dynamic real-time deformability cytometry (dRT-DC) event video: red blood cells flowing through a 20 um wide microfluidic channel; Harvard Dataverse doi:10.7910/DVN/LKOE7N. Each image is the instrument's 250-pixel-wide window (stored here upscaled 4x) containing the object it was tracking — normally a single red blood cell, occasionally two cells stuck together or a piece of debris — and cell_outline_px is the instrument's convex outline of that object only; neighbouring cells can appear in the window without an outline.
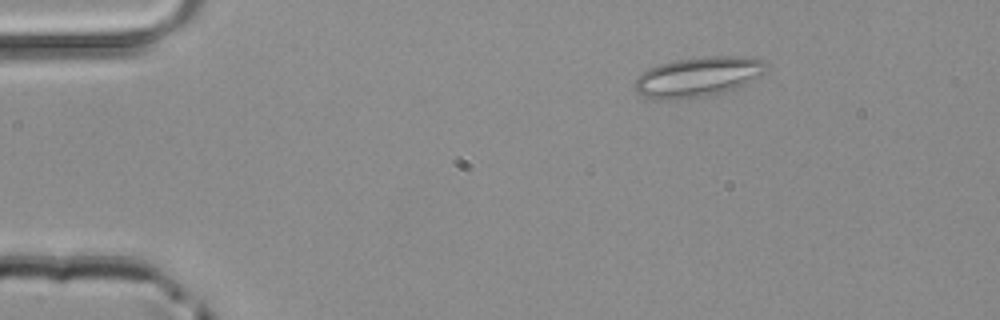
{"species": "common noctule bat (a hibernating species)", "species_latin": "Nyctalus noctula", "temperature_condition": "room temperature", "stored_images_in_passage": 45, "camera_frame_rate_fps": 3000, "um_per_image_px": 0.085, "animal": {"sex": "male", "body_mass_g": 20.4}, "frame": {"image": 1, "passage_image": 3, "time_ms": 0.667, "image_size_px": [1000, 320], "cell_outline_px": [[768, 64], [764, 72], [744, 84], [736, 88], [724, 92], [704, 96], [672, 100], [668, 100], [644, 96], [636, 92], [636, 76], [648, 68], [660, 64], [676, 60], [704, 56], [744, 56], [764, 60]], "centroid_in_image_um": [59.33, 6.51], "position_along_channel_um": 25.7, "area_um2": 30.35}}
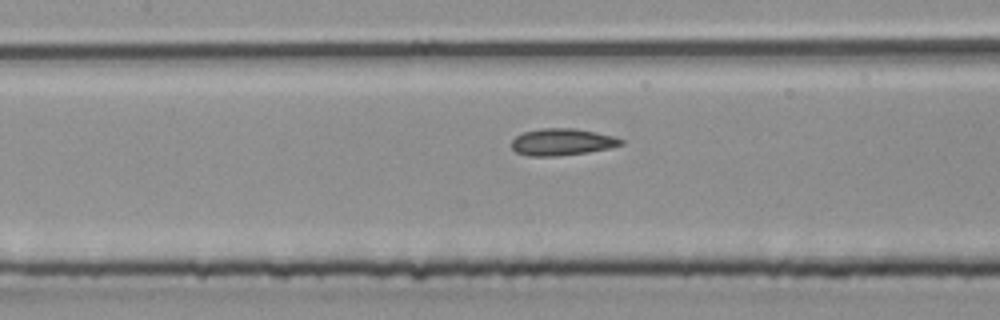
{"frame": {"image": 2, "passage_image": 18, "time_ms": 5.667, "image_size_px": [1000, 320], "cell_outline_px": [[624, 144], [608, 148], [588, 152], [556, 156], [528, 156], [516, 152], [512, 148], [512, 140], [516, 136], [524, 132], [540, 128], [576, 128], [596, 132], [612, 136], [624, 140]], "centroid_in_image_um": [47.76, 12.06], "position_along_channel_um": 159.6, "area_um2": 17.11}}
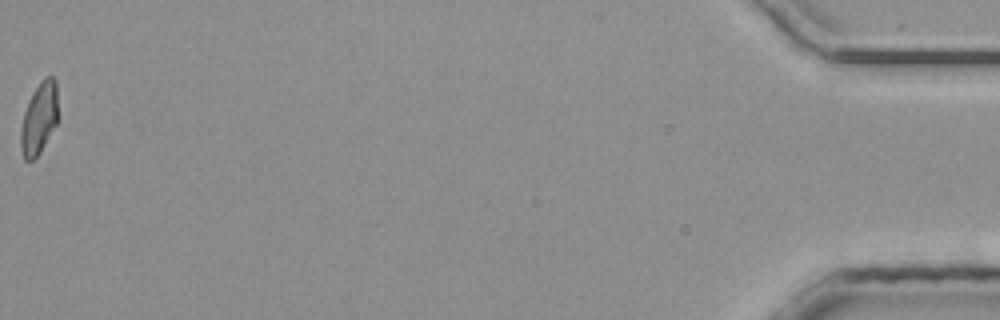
{"frame": {"image": 3, "passage_image": 45, "time_ms": 14.667, "image_size_px": [1000, 320], "cell_outline_px": [[56, 124], [40, 152], [32, 160], [24, 160], [20, 148], [20, 132], [24, 112], [28, 100], [32, 92], [40, 80], [44, 76], [52, 76], [56, 80]], "centroid_in_image_um": [3.29, 10.04], "position_along_channel_um": 431.9, "area_um2": 15.43}}